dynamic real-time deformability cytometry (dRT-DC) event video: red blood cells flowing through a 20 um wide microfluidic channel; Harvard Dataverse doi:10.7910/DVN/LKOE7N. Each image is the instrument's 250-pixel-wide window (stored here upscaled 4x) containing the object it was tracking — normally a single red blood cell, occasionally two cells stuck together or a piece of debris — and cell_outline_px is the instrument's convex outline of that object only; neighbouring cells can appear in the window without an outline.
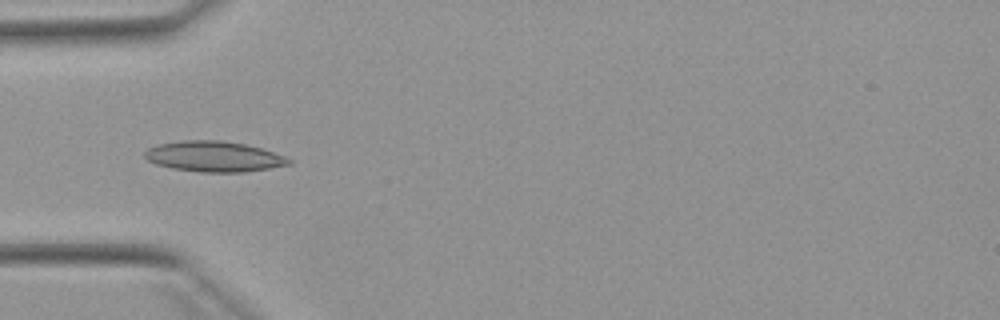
{"species": "Egyptian fruit bat (a non-hibernating species)", "species_latin": "Rousettus aegyptiacus", "temperature_condition": "warm", "stored_images_in_passage": 53, "camera_frame_rate_fps": 3000, "um_per_image_px": 0.085, "animal": {"sex": "female"}, "frame": {"image": 1, "passage_image": 17, "time_ms": 5.333, "image_size_px": [1000, 320], "cell_outline_px": [[292, 164], [244, 172], [200, 172], [172, 168], [156, 164], [148, 160], [144, 156], [144, 152], [148, 148], [156, 144], [184, 140], [220, 140], [244, 144], [260, 148], [284, 156], [292, 160]], "centroid_in_image_um": [18.15, 13.3], "position_along_channel_um": 66.8, "area_um2": 25.55}}
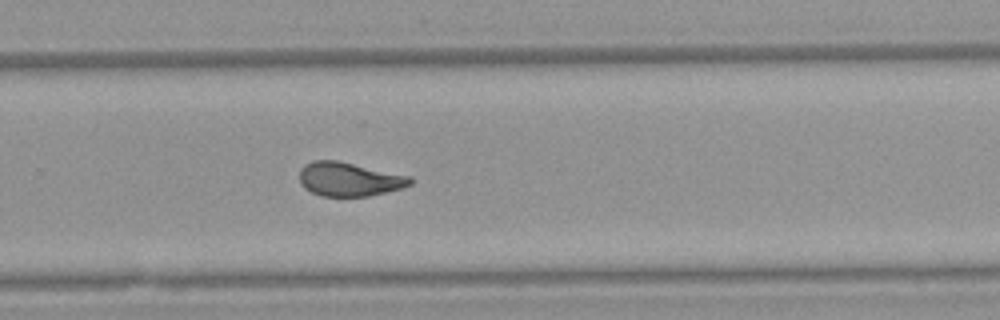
{"frame": {"image": 2, "passage_image": 35, "time_ms": 11.333, "image_size_px": [1000, 320], "cell_outline_px": [[412, 184], [404, 188], [368, 196], [320, 196], [304, 188], [300, 184], [300, 168], [304, 164], [312, 160], [336, 160], [412, 176]], "centroid_in_image_um": [29.68, 15.23], "position_along_channel_um": 300.1, "area_um2": 22.08}}
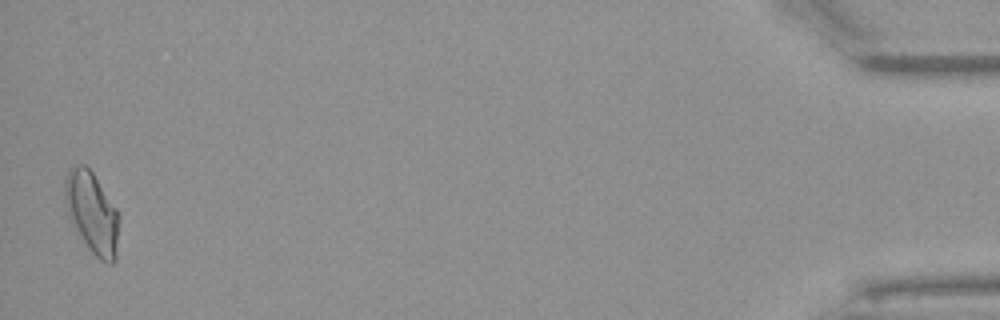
{"frame": {"image": 3, "passage_image": 52, "time_ms": 17.0, "image_size_px": [1000, 320], "cell_outline_px": [[120, 216], [116, 260], [112, 264], [108, 264], [100, 260], [88, 248], [68, 216], [64, 196], [64, 180], [68, 168], [80, 164], [84, 164], [92, 172], [116, 208]], "centroid_in_image_um": [7.83, 18.08], "position_along_channel_um": 427.4, "area_um2": 25.78}, "authors_computed_cell_mechanics": {"area_um2": 22.4264, "velocity_mm_per_s": 3.8942, "shape_relaxation_time_tau1_ms": 5.8639, "shape_relaxation_time_tau2_ms": 1.4071, "deformation_change_tau1": 0.1681, "deformation_change_tau2": 0.0749}}